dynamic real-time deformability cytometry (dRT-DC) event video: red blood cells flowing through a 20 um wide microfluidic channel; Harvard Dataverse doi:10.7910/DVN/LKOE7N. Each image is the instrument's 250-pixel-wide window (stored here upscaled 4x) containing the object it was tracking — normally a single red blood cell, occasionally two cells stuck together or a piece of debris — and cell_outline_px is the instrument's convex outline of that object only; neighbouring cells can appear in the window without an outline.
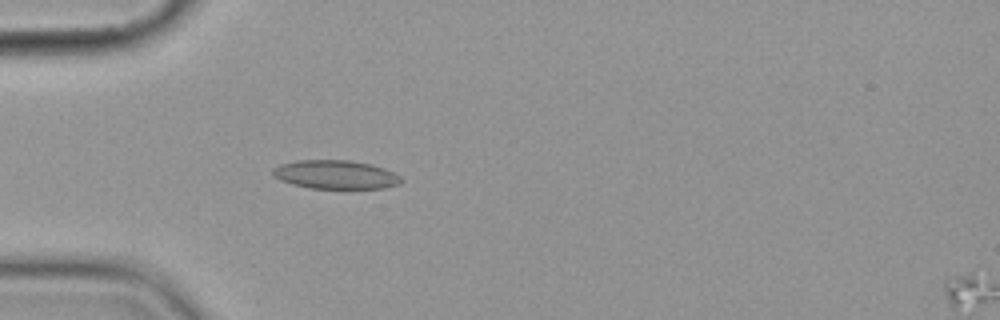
{"species": "common noctule bat (a hibernating species)", "species_latin": "Nyctalus noctula", "temperature_condition": "cold", "stored_images_in_passage": 4, "camera_frame_rate_fps": 3000, "um_per_image_px": 0.085, "animal": {"sex": "female", "body_mass_g": 19.9}, "frame": {"image": 1, "passage_image": 4, "time_ms": 4.333, "image_size_px": [1000, 320], "cell_outline_px": [[404, 180], [400, 184], [384, 188], [308, 188], [292, 184], [280, 180], [272, 176], [272, 168], [280, 164], [296, 160], [348, 160], [372, 164], [384, 168], [400, 176]], "centroid_in_image_um": [28.5, 14.84], "position_along_channel_um": 56.5, "area_um2": 21.62}}